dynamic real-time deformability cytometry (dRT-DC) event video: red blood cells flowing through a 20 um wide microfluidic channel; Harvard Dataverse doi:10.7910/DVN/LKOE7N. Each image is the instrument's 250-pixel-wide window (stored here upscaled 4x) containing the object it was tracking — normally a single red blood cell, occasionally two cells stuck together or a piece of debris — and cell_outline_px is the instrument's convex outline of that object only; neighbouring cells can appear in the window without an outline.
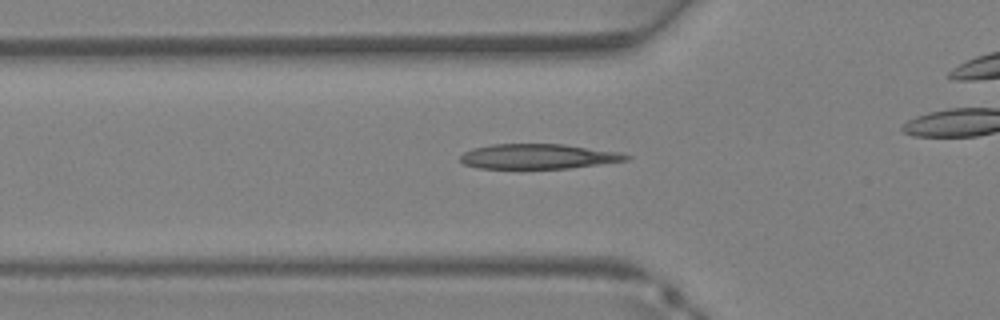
{"species": "Egyptian fruit bat (a non-hibernating species)", "species_latin": "Rousettus aegyptiacus", "temperature_condition": "warm", "stored_images_in_passage": 29, "camera_frame_rate_fps": 3000, "um_per_image_px": 0.085, "animal": {"sex": "female"}, "frame": {"image": 1, "passage_image": 12, "time_ms": 3.667, "image_size_px": [1000, 320], "cell_outline_px": [[632, 156], [628, 160], [600, 164], [568, 168], [480, 168], [464, 164], [460, 160], [460, 156], [464, 152], [472, 148], [492, 144], [564, 144], [624, 152]], "centroid_in_image_um": [45.8, 13.28], "position_along_channel_um": 80.0, "area_um2": 24.22}}
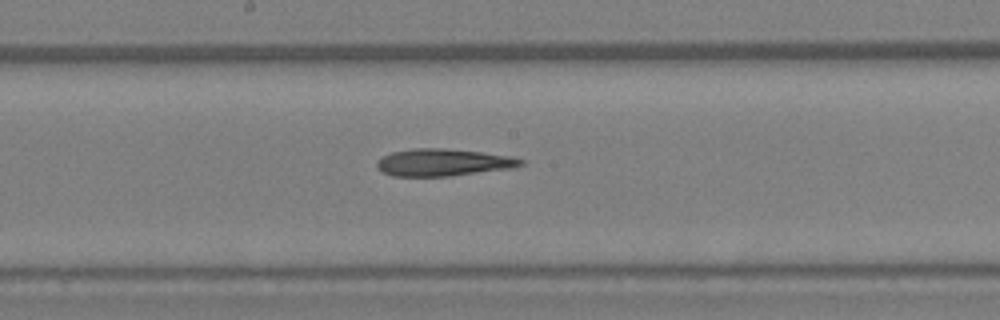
{"frame": {"image": 2, "passage_image": 19, "time_ms": 6.0, "image_size_px": [1000, 320], "cell_outline_px": [[524, 164], [512, 168], [448, 176], [392, 176], [376, 168], [376, 164], [384, 156], [392, 152], [412, 148], [444, 148], [480, 152], [512, 156], [524, 160]], "centroid_in_image_um": [37.68, 13.8], "position_along_channel_um": 210.5, "area_um2": 22.66}}
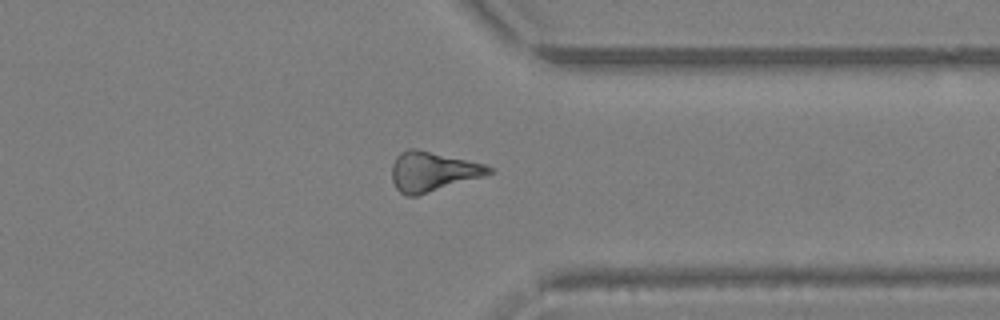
{"frame": {"image": 3, "passage_image": 28, "time_ms": 9.0, "image_size_px": [1000, 320], "cell_outline_px": [[496, 168], [492, 172], [484, 176], [416, 196], [404, 196], [396, 188], [392, 180], [392, 164], [396, 156], [400, 152], [408, 148], [416, 148], [484, 164]], "centroid_in_image_um": [36.75, 14.58], "position_along_channel_um": 374.6, "area_um2": 22.43}}